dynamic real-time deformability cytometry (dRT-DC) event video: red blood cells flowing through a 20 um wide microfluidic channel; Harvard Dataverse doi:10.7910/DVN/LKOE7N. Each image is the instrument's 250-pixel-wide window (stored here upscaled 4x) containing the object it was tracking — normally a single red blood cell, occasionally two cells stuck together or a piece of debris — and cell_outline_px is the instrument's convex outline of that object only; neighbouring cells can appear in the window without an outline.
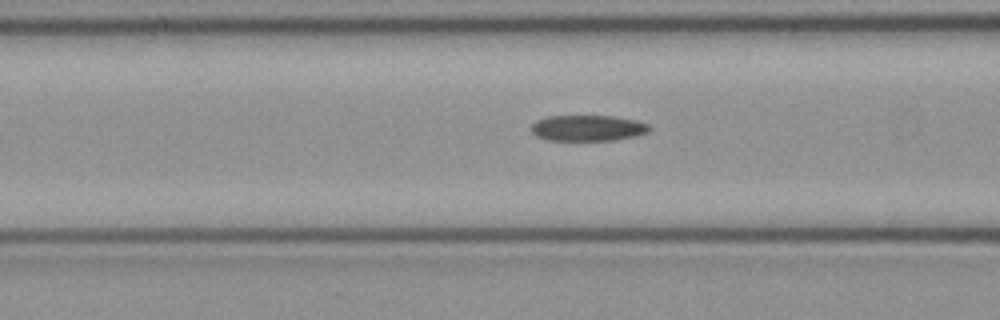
{"species": "common noctule bat (a hibernating species)", "species_latin": "Nyctalus noctula", "temperature_condition": "cold", "stored_images_in_passage": 4, "camera_frame_rate_fps": 3000, "um_per_image_px": 0.085, "animal": {"sex": "female", "body_mass_g": 21.9}, "frame": {"image": 1, "passage_image": 4, "time_ms": 1.0, "image_size_px": [1000, 320], "cell_outline_px": [[652, 128], [648, 132], [636, 136], [616, 140], [548, 140], [536, 136], [532, 132], [532, 124], [536, 120], [548, 116], [612, 116], [636, 120], [648, 124]], "centroid_in_image_um": [49.98, 10.88], "position_along_channel_um": 116.6, "area_um2": 17.86}}